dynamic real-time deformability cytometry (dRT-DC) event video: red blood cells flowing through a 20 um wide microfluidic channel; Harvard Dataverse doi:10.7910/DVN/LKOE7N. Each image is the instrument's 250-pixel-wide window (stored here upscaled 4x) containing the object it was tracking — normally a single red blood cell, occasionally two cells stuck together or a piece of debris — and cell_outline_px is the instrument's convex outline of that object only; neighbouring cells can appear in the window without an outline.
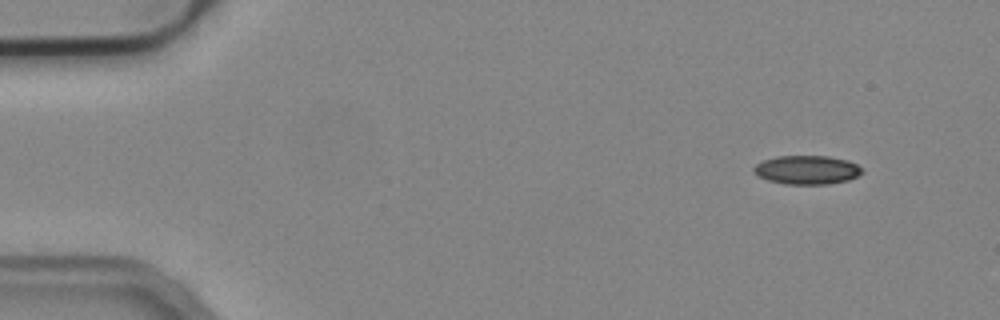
{"species": "common noctule bat (a hibernating species)", "species_latin": "Nyctalus noctula", "temperature_condition": "cold", "stored_images_in_passage": 50, "camera_frame_rate_fps": 3000, "um_per_image_px": 0.085, "animal": {"sex": "male", "body_mass_g": 19.2, "forearm_length_mm": 51.8}, "frame": {"image": 1, "passage_image": 1, "time_ms": 0.0, "image_size_px": [1000, 320], "cell_outline_px": [[864, 172], [848, 180], [828, 184], [784, 184], [768, 180], [752, 172], [752, 168], [756, 164], [764, 160], [776, 156], [828, 156], [848, 160], [864, 168]], "centroid_in_image_um": [68.6, 14.43], "position_along_channel_um": 16.4, "area_um2": 18.26}}
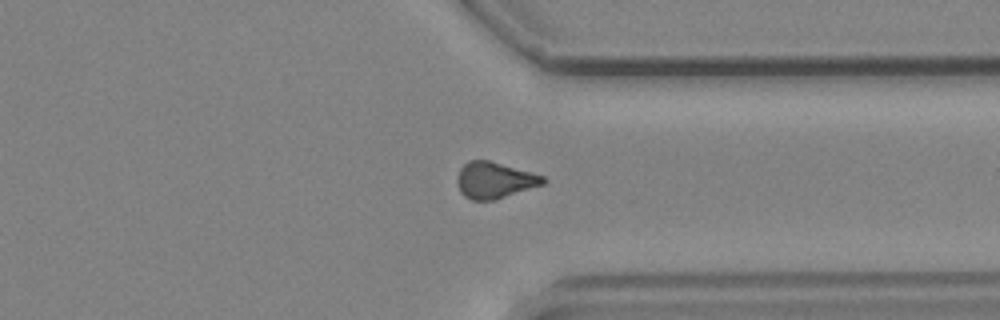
{"frame": {"image": 2, "passage_image": 37, "time_ms": 12.0, "image_size_px": [1000, 320], "cell_outline_px": [[548, 180], [544, 184], [496, 200], [472, 200], [464, 196], [460, 192], [456, 184], [456, 176], [460, 168], [468, 160], [488, 160], [544, 176]], "centroid_in_image_um": [42.01, 15.33], "position_along_channel_um": 369.4, "area_um2": 18.32}}
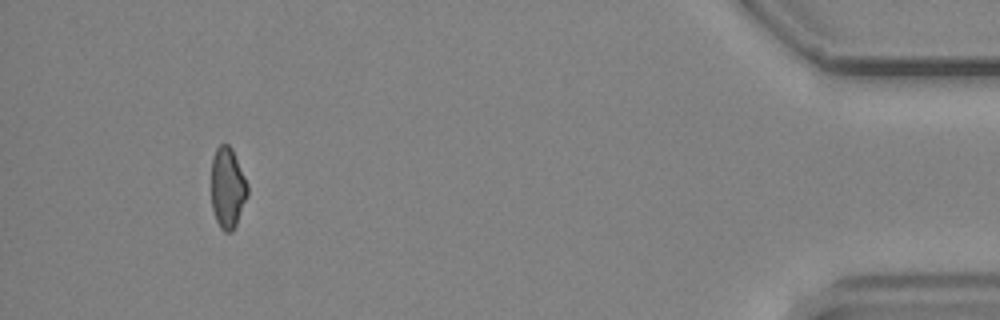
{"frame": {"image": 3, "passage_image": 46, "time_ms": 15.0, "image_size_px": [1000, 320], "cell_outline_px": [[248, 196], [236, 224], [232, 232], [224, 232], [220, 228], [216, 220], [212, 208], [212, 160], [216, 148], [220, 144], [228, 144], [232, 148], [248, 184]], "centroid_in_image_um": [19.35, 15.98], "position_along_channel_um": 415.8, "area_um2": 17.11}, "authors_computed_cell_mechanics": {"area_um2": 18.4671, "velocity_mm_per_s": 3.8382, "shape_relaxation_time_tau1_ms": null, "shape_relaxation_time_tau2_ms": 4.5187, "deformation_change_tau1": null, "deformation_change_tau2": 0.1083}}